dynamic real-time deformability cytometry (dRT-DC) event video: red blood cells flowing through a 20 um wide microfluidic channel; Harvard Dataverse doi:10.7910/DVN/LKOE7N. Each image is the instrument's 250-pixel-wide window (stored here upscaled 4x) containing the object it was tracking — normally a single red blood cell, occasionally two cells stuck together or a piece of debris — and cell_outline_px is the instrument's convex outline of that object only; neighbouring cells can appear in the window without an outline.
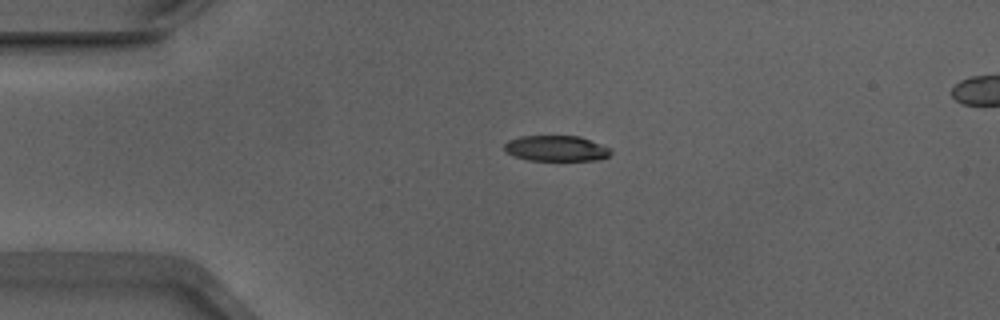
{"species": "Egyptian fruit bat (a non-hibernating species)", "species_latin": "Rousettus aegyptiacus", "temperature_condition": "warm", "stored_images_in_passage": 43, "segment_of_instrument_passage": [1, 2], "camera_frame_rate_fps": 3000, "um_per_image_px": 0.085, "animal": {"sex": "male"}, "frame": {"image": 1, "passage_image": 1, "time_ms": 0.0, "image_size_px": [1000, 320], "cell_outline_px": [[612, 152], [608, 156], [596, 160], [528, 160], [516, 156], [508, 152], [504, 148], [504, 144], [508, 140], [520, 136], [580, 136], [612, 148]], "centroid_in_image_um": [47.31, 12.6], "position_along_channel_um": 37.7, "area_um2": 15.84}}
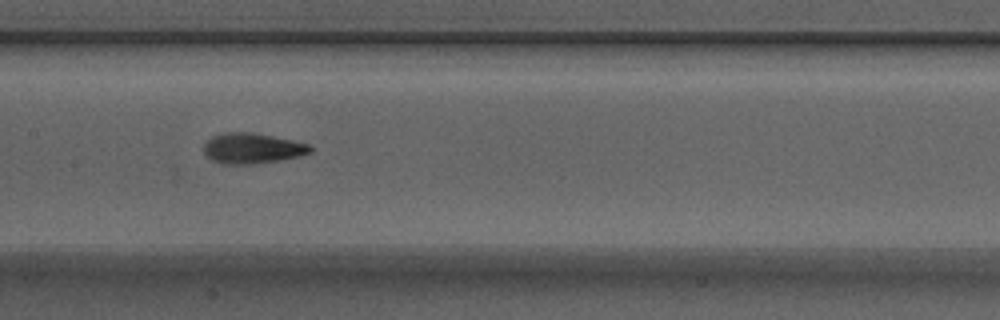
{"frame": {"image": 2, "passage_image": 15, "time_ms": 4.667, "image_size_px": [1000, 320], "cell_outline_px": [[312, 152], [300, 156], [280, 160], [256, 164], [220, 164], [212, 160], [204, 152], [204, 144], [212, 136], [232, 132], [252, 132], [312, 144]], "centroid_in_image_um": [21.48, 12.62], "position_along_channel_um": 185.9, "area_um2": 18.96}}
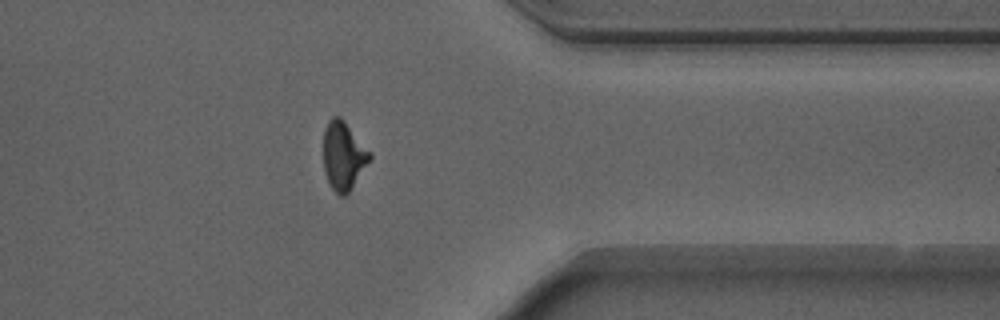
{"frame": {"image": 3, "passage_image": 31, "time_ms": 10.0, "image_size_px": [1000, 320], "cell_outline_px": [[372, 156], [348, 192], [344, 196], [340, 196], [332, 188], [324, 172], [324, 128], [328, 120], [332, 116], [340, 116], [344, 120], [372, 152]], "centroid_in_image_um": [29.19, 13.19], "position_along_channel_um": 382.2, "area_um2": 18.32}}